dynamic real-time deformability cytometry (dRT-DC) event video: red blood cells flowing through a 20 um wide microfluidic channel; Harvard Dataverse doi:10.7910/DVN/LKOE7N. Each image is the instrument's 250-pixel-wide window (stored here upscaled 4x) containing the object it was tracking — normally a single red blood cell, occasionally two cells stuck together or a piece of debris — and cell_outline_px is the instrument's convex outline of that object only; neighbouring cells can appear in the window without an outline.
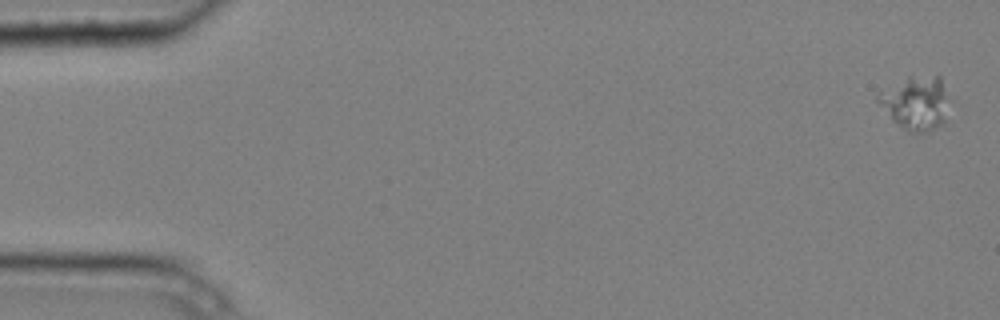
{"species": "common noctule bat (a hibernating species)", "species_latin": "Nyctalus noctula", "temperature_condition": "cold", "stored_images_in_passage": 6, "camera_frame_rate_fps": 3000, "um_per_image_px": 0.085, "animal": {"sex": "male", "body_mass_g": 20.4}, "frame": {"image": 1, "passage_image": 1, "time_ms": 0.0, "image_size_px": [1000, 320], "cell_outline_px": [[944, 124], [928, 132], [908, 132], [892, 120], [876, 100], [876, 96], [880, 92], [908, 76], [940, 76], [944, 96]], "centroid_in_image_um": [77.77, 8.77], "position_along_channel_um": 7.2, "area_um2": 21.39}}